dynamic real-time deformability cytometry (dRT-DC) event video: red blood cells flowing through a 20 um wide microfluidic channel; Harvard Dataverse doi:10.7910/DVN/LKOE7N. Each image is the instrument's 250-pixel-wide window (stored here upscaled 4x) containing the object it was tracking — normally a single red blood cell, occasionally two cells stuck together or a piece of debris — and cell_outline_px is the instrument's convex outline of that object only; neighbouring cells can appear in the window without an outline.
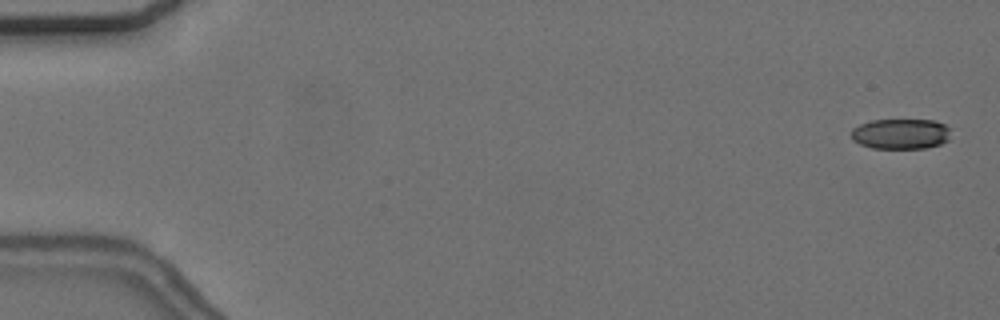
{"species": "common noctule bat (a hibernating species)", "species_latin": "Nyctalus noctula", "temperature_condition": "cold", "stored_images_in_passage": 54, "camera_frame_rate_fps": 3000, "um_per_image_px": 0.085, "animal": {"sex": "female", "body_mass_g": 24.6, "forearm_length_mm": 56.2}, "frame": {"image": 1, "passage_image": 2, "time_ms": 0.333, "image_size_px": [1000, 320], "cell_outline_px": [[952, 128], [948, 140], [940, 144], [924, 148], [872, 148], [860, 144], [852, 140], [852, 128], [860, 124], [872, 120], [936, 120]], "centroid_in_image_um": [76.59, 11.37], "position_along_channel_um": 8.4, "area_um2": 17.74}}
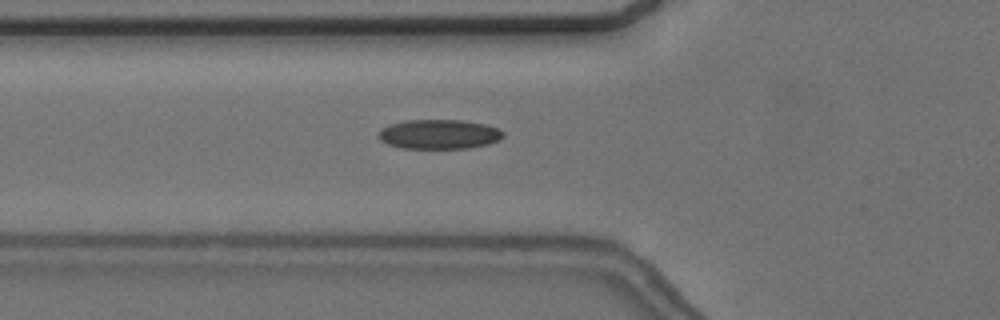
{"frame": {"image": 2, "passage_image": 21, "time_ms": 6.667, "image_size_px": [1000, 320], "cell_outline_px": [[504, 136], [500, 140], [488, 144], [468, 148], [404, 148], [388, 144], [380, 140], [376, 136], [380, 128], [392, 124], [408, 120], [460, 120], [484, 124], [496, 128], [504, 132]], "centroid_in_image_um": [37.31, 11.41], "position_along_channel_um": 88.5, "area_um2": 21.39}}
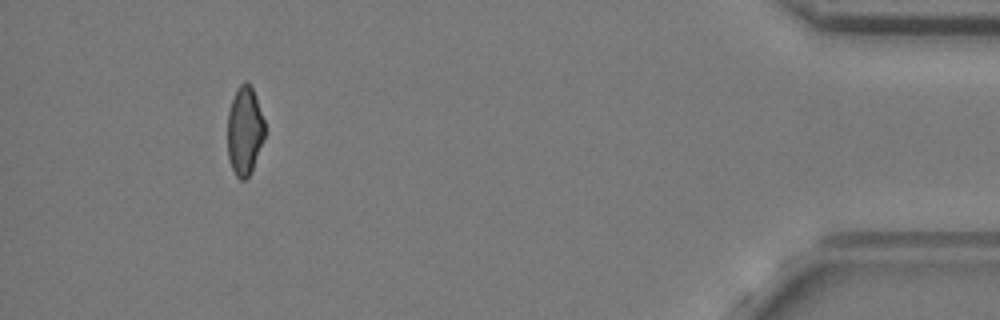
{"frame": {"image": 3, "passage_image": 53, "time_ms": 17.333, "image_size_px": [1000, 320], "cell_outline_px": [[264, 140], [252, 172], [244, 180], [240, 180], [236, 176], [232, 168], [228, 156], [228, 112], [236, 88], [244, 80], [248, 80], [252, 88], [264, 120]], "centroid_in_image_um": [20.79, 11.12], "position_along_channel_um": 414.4, "area_um2": 19.31}}